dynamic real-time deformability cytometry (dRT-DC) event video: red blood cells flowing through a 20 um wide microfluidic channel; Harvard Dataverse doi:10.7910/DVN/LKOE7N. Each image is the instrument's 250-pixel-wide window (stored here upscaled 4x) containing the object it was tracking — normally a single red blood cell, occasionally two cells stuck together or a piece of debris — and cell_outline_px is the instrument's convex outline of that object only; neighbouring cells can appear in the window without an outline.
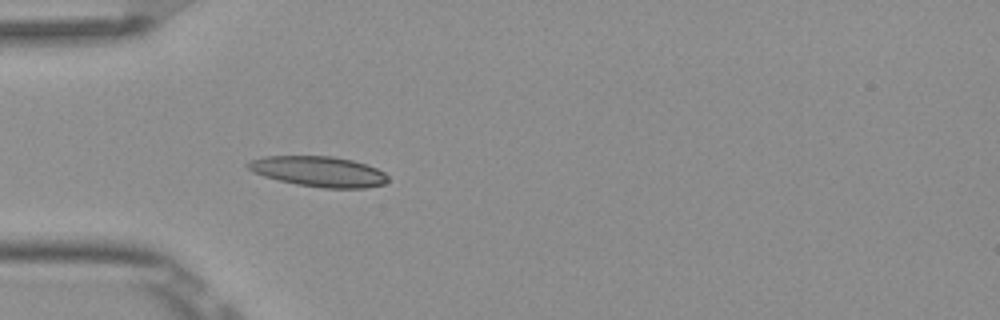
{"species": "Egyptian fruit bat (a non-hibernating species)", "species_latin": "Rousettus aegyptiacus", "temperature_condition": "room temperature", "stored_images_in_passage": 5, "camera_frame_rate_fps": 3000, "um_per_image_px": 0.085, "frame": {"image": 1, "passage_image": 5, "time_ms": 1.333, "image_size_px": [1000, 320], "cell_outline_px": [[388, 180], [384, 184], [364, 188], [324, 188], [296, 184], [264, 176], [252, 172], [244, 164], [252, 160], [264, 156], [332, 156], [352, 160], [376, 168], [384, 172], [388, 176]], "centroid_in_image_um": [27.08, 14.57], "position_along_channel_um": 57.9, "area_um2": 24.68}}